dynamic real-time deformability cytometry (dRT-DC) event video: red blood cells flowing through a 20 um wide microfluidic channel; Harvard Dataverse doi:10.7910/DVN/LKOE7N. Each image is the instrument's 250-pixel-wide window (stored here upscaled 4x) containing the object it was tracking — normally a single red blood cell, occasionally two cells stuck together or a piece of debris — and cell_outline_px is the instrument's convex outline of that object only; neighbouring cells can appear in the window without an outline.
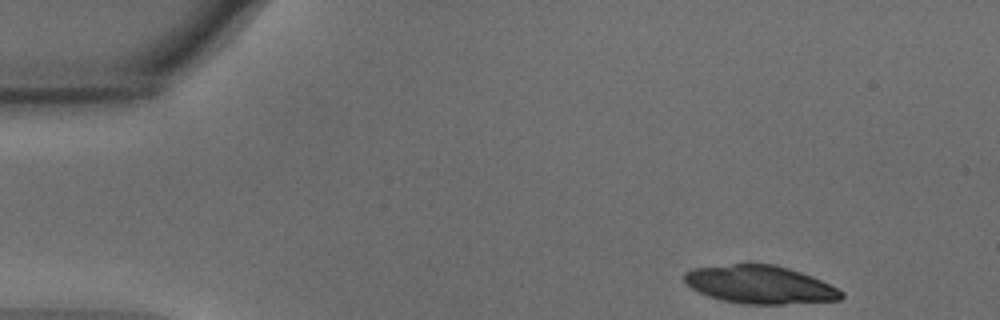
{"species": "common noctule bat (a hibernating species)", "species_latin": "Nyctalus noctula", "temperature_condition": "warm", "stored_images_in_passage": 15, "camera_frame_rate_fps": 3000, "um_per_image_px": 0.085, "animal": {"sex": "male", "body_mass_g": 15.6}, "frame": {"image": 1, "passage_image": 1, "time_ms": 0.0, "image_size_px": [1000, 320], "cell_outline_px": [[844, 296], [840, 300], [784, 304], [744, 304], [724, 300], [708, 296], [692, 288], [684, 280], [684, 272], [692, 268], [732, 264], [776, 264], [812, 276], [844, 292]], "centroid_in_image_um": [64.6, 24.19], "position_along_channel_um": 20.4, "area_um2": 34.62}}